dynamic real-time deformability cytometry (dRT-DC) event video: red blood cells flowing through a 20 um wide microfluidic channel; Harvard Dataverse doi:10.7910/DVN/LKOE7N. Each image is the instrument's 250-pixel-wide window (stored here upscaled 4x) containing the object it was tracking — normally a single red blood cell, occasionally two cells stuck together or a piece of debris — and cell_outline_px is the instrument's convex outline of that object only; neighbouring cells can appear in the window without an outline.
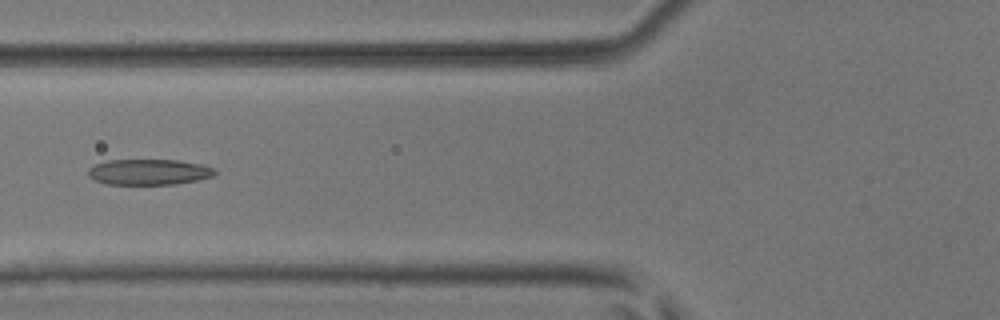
{"species": "common noctule bat (a hibernating species)", "species_latin": "Nyctalus noctula", "temperature_condition": "room temperature", "stored_images_in_passage": 7, "camera_frame_rate_fps": 3000, "um_per_image_px": 0.085, "animal": {"sex": "male", "body_mass_g": 17.9, "forearm_length_mm": 54.2}, "frame": {"image": 1, "passage_image": 6, "time_ms": 1.667, "image_size_px": [1000, 320], "cell_outline_px": [[216, 172], [212, 176], [200, 180], [176, 184], [108, 184], [96, 180], [88, 176], [88, 168], [96, 164], [108, 160], [176, 160], [204, 164], [216, 168]], "centroid_in_image_um": [12.71, 14.61], "position_along_channel_um": 113.1, "area_um2": 19.07}}
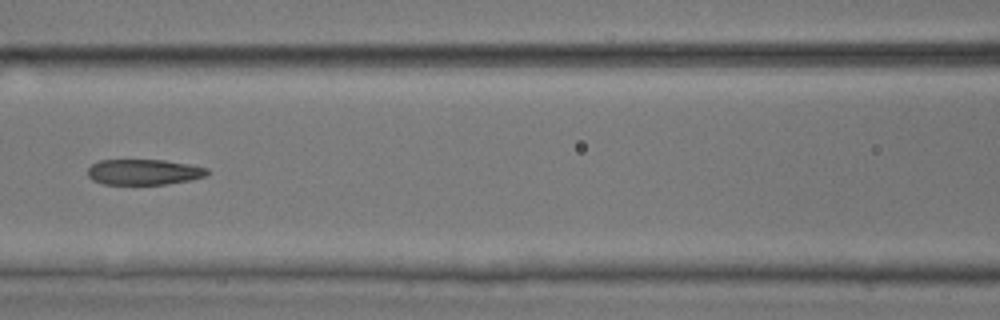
{"frame": {"image": 2, "passage_image": 7, "time_ms": 2.0, "image_size_px": [1000, 320], "cell_outline_px": [[208, 172], [204, 176], [188, 180], [164, 184], [104, 184], [92, 180], [88, 176], [88, 168], [92, 164], [100, 160], [164, 160], [188, 164], [208, 168]], "centroid_in_image_um": [12.19, 14.61], "position_along_channel_um": 154.4, "area_um2": 17.63}}